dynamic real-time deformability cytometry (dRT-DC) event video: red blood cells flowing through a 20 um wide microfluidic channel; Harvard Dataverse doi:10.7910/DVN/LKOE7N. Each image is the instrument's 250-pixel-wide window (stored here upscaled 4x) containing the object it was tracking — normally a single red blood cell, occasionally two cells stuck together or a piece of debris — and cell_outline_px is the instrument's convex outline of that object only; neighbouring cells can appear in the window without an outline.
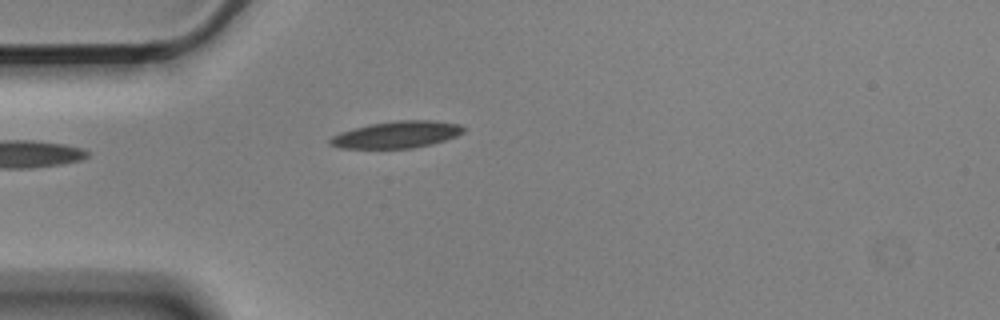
{"species": "Egyptian fruit bat (a non-hibernating species)", "species_latin": "Rousettus aegyptiacus", "temperature_condition": "cold", "stored_images_in_passage": 5, "camera_frame_rate_fps": 3000, "um_per_image_px": 0.085, "animal": {"sex": "male"}, "frame": {"image": 1, "passage_image": 4, "time_ms": 1.0, "image_size_px": [1000, 320], "cell_outline_px": [[464, 132], [456, 136], [432, 144], [412, 148], [340, 148], [328, 144], [328, 140], [332, 136], [340, 132], [352, 128], [368, 124], [396, 120], [436, 120], [460, 124], [464, 128]], "centroid_in_image_um": [33.7, 11.43], "position_along_channel_um": 51.3, "area_um2": 21.04}}